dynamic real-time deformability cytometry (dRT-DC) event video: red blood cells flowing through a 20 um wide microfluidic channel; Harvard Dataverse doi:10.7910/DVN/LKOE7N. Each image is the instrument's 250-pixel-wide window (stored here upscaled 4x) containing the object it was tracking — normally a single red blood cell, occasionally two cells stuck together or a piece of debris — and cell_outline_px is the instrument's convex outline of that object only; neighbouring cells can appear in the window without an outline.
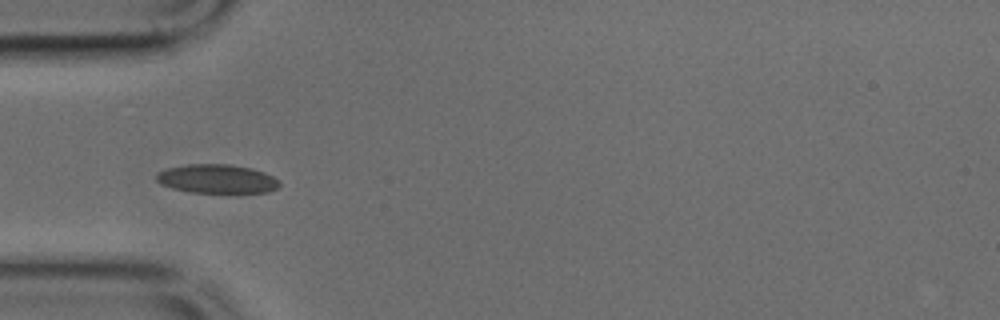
{"species": "common noctule bat (a hibernating species)", "species_latin": "Nyctalus noctula", "temperature_condition": "cold", "stored_images_in_passage": 32, "camera_frame_rate_fps": 3000, "um_per_image_px": 0.085, "animal": {"sex": "male", "body_mass_g": 17.9, "forearm_length_mm": 54.2}, "frame": {"image": 1, "passage_image": 5, "time_ms": 1.333, "image_size_px": [1000, 320], "cell_outline_px": [[280, 184], [276, 188], [268, 192], [188, 192], [172, 188], [160, 184], [156, 180], [156, 172], [168, 168], [188, 164], [228, 164], [252, 168], [264, 172], [280, 180]], "centroid_in_image_um": [18.42, 15.19], "position_along_channel_um": 66.6, "area_um2": 20.69}}
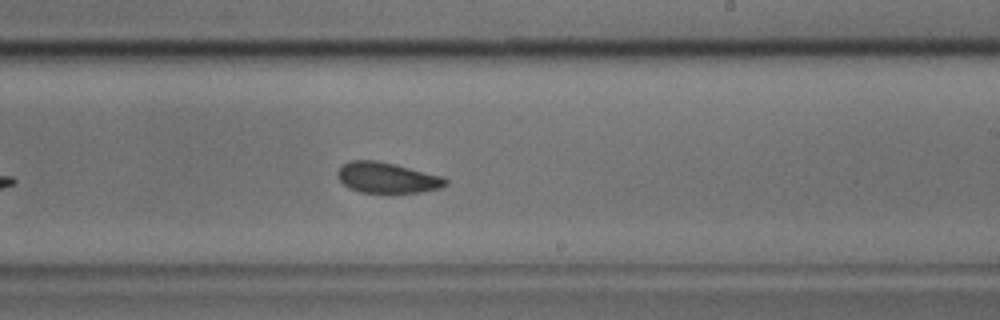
{"frame": {"image": 2, "passage_image": 19, "time_ms": 6.0, "image_size_px": [1000, 320], "cell_outline_px": [[448, 184], [440, 188], [420, 192], [392, 196], [360, 192], [348, 188], [336, 176], [336, 172], [344, 164], [352, 160], [376, 160], [444, 176], [448, 180]], "centroid_in_image_um": [32.92, 15.16], "position_along_channel_um": 256.1, "area_um2": 20.06}}
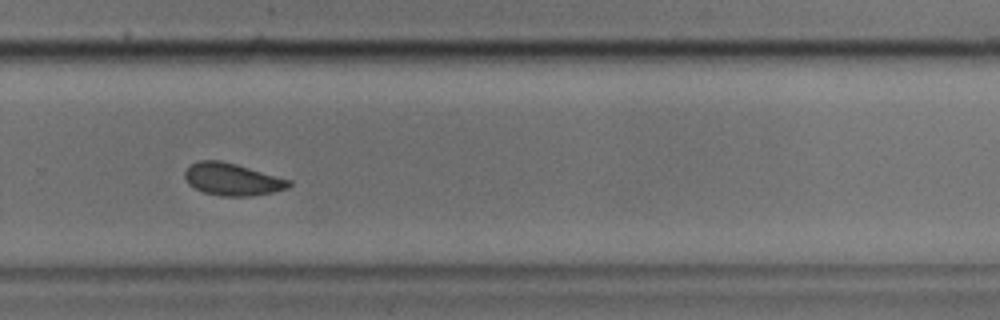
{"frame": {"image": 3, "passage_image": 23, "time_ms": 7.333, "image_size_px": [1000, 320], "cell_outline_px": [[292, 184], [288, 188], [272, 192], [248, 196], [220, 196], [204, 192], [188, 184], [184, 176], [184, 172], [196, 160], [220, 160], [236, 164], [292, 180]], "centroid_in_image_um": [19.74, 15.24], "position_along_channel_um": 310.1, "area_um2": 19.54}}